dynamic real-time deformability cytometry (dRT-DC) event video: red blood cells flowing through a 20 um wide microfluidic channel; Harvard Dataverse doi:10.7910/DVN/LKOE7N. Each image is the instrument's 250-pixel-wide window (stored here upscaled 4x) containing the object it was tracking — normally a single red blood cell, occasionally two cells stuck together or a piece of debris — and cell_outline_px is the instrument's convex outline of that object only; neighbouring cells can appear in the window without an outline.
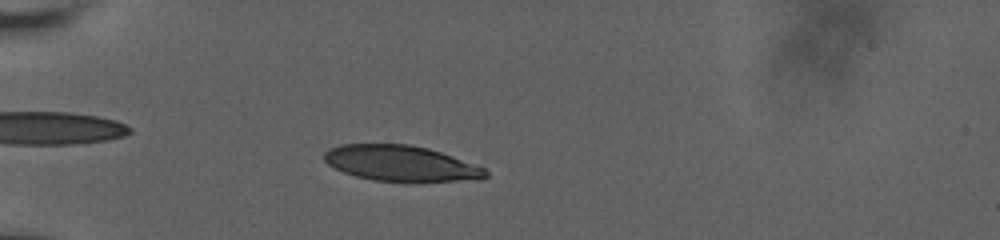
{"species": "human", "species_latin": "Homo sapiens", "temperature_condition": "room temperature", "stored_images_in_passage": 55, "camera_frame_rate_fps": 3000, "um_per_image_px": 0.085, "donor": {"sex": "male"}, "frame": {"image": 1, "passage_image": 15, "time_ms": 4.667, "image_size_px": [1000, 240], "cell_outline_px": [[488, 176], [480, 180], [372, 180], [356, 176], [344, 172], [328, 164], [324, 160], [324, 152], [328, 148], [340, 144], [408, 144], [428, 148], [452, 156], [484, 168], [488, 172]], "centroid_in_image_um": [34.04, 13.86], "position_along_channel_um": 51.0, "area_um2": 32.95}}
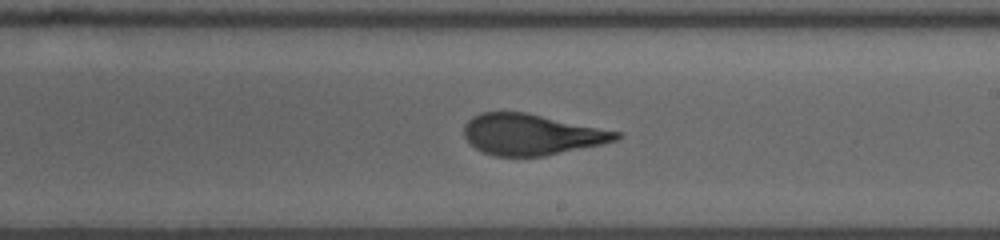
{"frame": {"image": 2, "passage_image": 33, "time_ms": 10.667, "image_size_px": [1000, 240], "cell_outline_px": [[624, 136], [616, 140], [600, 144], [544, 156], [496, 156], [484, 152], [476, 148], [464, 136], [464, 124], [472, 116], [480, 112], [528, 112], [620, 132]], "centroid_in_image_um": [45.16, 11.41], "position_along_channel_um": 243.8, "area_um2": 36.18}}
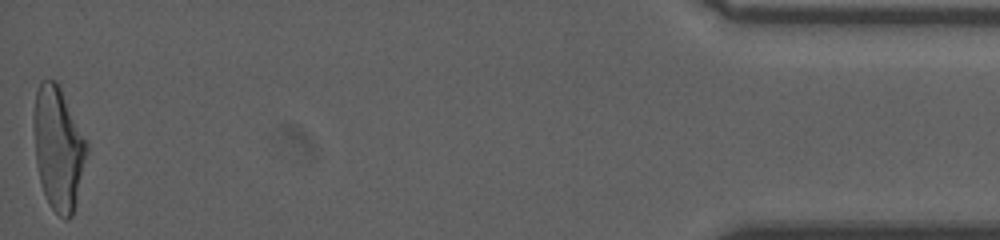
{"frame": {"image": 3, "passage_image": 55, "time_ms": 18.0, "image_size_px": [1000, 240], "cell_outline_px": [[88, 152], [72, 216], [68, 220], [64, 220], [48, 204], [40, 180], [36, 164], [32, 128], [32, 120], [36, 92], [40, 80], [56, 80], [88, 140]], "centroid_in_image_um": [4.94, 12.57], "position_along_channel_um": 430.3, "area_um2": 38.49}, "authors_computed_cell_mechanics": {"area_um2": 36.6452, "velocity_mm_per_s": 3.6737, "shape_relaxation_time_tau1_ms": 4.3472, "shape_relaxation_time_tau2_ms": 0.9286, "deformation_change_tau1": 0.209, "deformation_change_tau2": 0.0891}}